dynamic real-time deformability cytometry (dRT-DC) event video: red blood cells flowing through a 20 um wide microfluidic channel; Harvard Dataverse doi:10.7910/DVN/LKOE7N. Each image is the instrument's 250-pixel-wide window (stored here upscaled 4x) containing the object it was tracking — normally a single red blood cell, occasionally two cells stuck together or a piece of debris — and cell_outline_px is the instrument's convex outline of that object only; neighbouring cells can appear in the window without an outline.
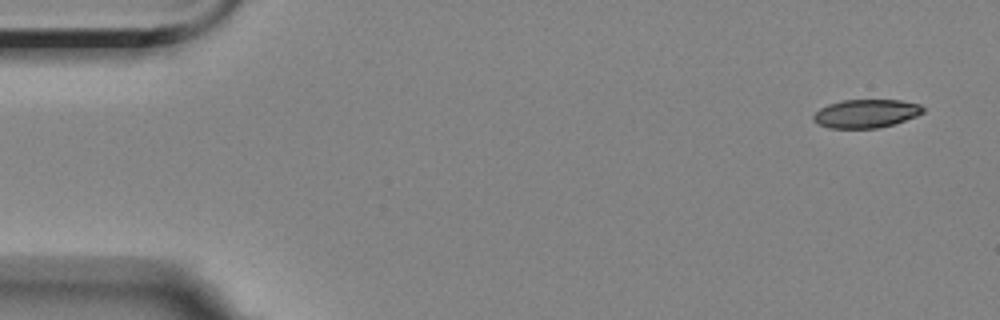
{"species": "Egyptian fruit bat (a non-hibernating species)", "species_latin": "Rousettus aegyptiacus", "temperature_condition": "room temperature", "stored_images_in_passage": 4, "camera_frame_rate_fps": 3000, "um_per_image_px": 0.085, "animal": {"sex": "female"}, "frame": {"image": 1, "passage_image": 1, "time_ms": 0.0, "image_size_px": [1000, 320], "cell_outline_px": [[924, 112], [916, 116], [892, 124], [876, 128], [828, 128], [812, 120], [812, 116], [820, 108], [828, 104], [844, 100], [900, 100], [920, 104], [924, 108]], "centroid_in_image_um": [73.6, 9.64], "position_along_channel_um": 11.4, "area_um2": 18.03}}
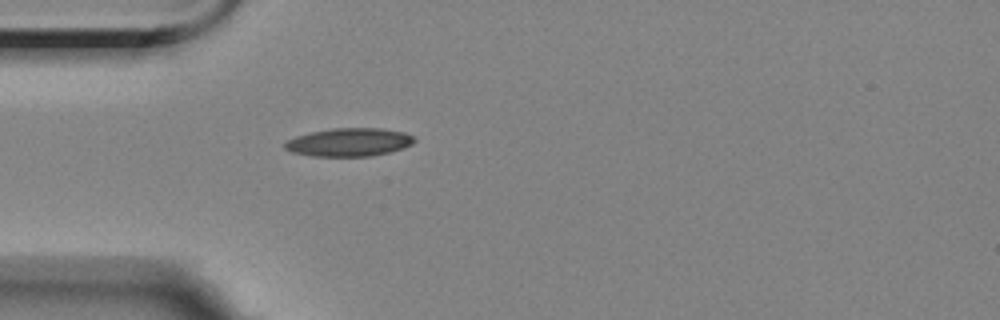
{"frame": {"image": 2, "passage_image": 4, "time_ms": 4.333, "image_size_px": [1000, 320], "cell_outline_px": [[416, 140], [412, 144], [404, 148], [372, 156], [312, 156], [292, 152], [284, 148], [284, 144], [288, 140], [296, 136], [312, 132], [332, 128], [384, 128], [404, 132], [416, 136]], "centroid_in_image_um": [29.72, 12.08], "position_along_channel_um": 55.3, "area_um2": 21.39}}